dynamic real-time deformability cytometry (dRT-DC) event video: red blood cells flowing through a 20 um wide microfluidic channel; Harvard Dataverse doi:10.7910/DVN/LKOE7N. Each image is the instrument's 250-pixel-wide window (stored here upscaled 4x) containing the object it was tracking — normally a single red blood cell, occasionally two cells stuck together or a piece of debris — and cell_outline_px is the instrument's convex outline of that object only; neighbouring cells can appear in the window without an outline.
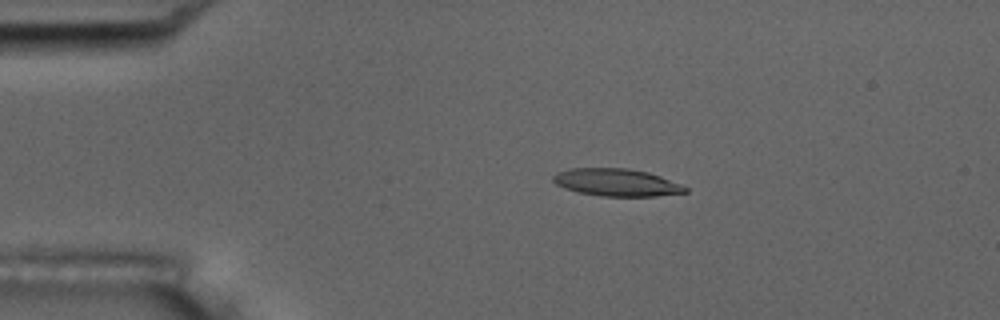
{"species": "common noctule bat (a hibernating species)", "species_latin": "Nyctalus noctula", "temperature_condition": "room temperature", "stored_images_in_passage": 4, "camera_frame_rate_fps": 3000, "um_per_image_px": 0.085, "animal": {"sex": "male", "body_mass_g": 17.5, "forearm_length_mm": 52.3}, "frame": {"image": 1, "passage_image": 2, "time_ms": 0.333, "image_size_px": [1000, 320], "cell_outline_px": [[688, 192], [656, 196], [600, 196], [576, 192], [564, 188], [556, 184], [552, 180], [552, 176], [556, 172], [572, 168], [628, 168], [648, 172], [660, 176], [680, 184], [688, 188]], "centroid_in_image_um": [52.38, 15.51], "position_along_channel_um": 32.6, "area_um2": 21.21}}
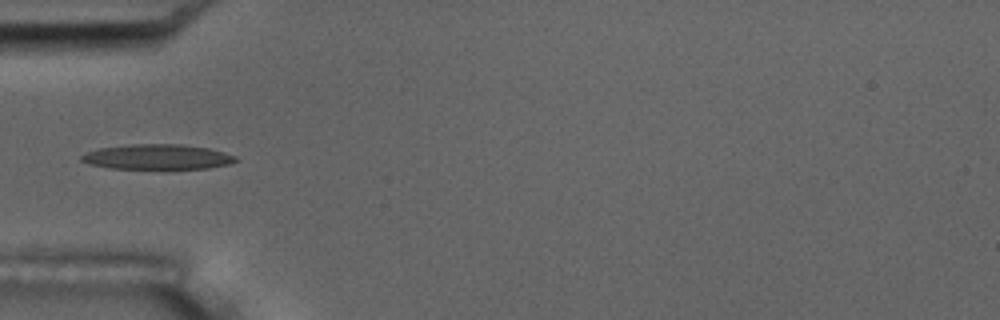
{"frame": {"image": 2, "passage_image": 4, "time_ms": 1.0, "image_size_px": [1000, 320], "cell_outline_px": [[240, 160], [228, 164], [208, 168], [108, 168], [88, 164], [80, 160], [80, 156], [84, 152], [100, 148], [132, 144], [180, 144], [208, 148], [224, 152], [236, 156]], "centroid_in_image_um": [13.35, 13.33], "position_along_channel_um": 71.6, "area_um2": 22.48}}